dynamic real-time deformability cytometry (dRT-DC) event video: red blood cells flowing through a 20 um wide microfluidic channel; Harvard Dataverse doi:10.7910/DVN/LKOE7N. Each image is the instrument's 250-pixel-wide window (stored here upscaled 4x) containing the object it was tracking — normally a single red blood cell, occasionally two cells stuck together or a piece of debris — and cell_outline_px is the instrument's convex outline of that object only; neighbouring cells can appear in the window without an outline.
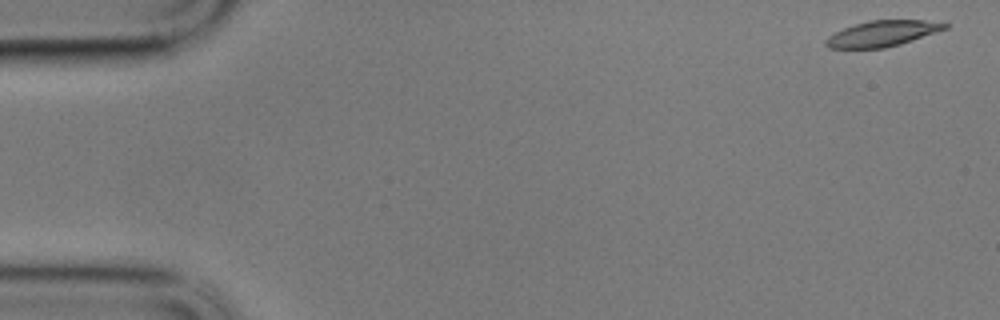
{"species": "common noctule bat (a hibernating species)", "species_latin": "Nyctalus noctula", "temperature_condition": "cold", "stored_images_in_passage": 58, "camera_frame_rate_fps": 3000, "um_per_image_px": 0.085, "animal": {"sex": "male", "body_mass_g": 17.9}, "frame": {"image": 1, "passage_image": 1, "time_ms": 0.0, "image_size_px": [1000, 320], "cell_outline_px": [[948, 28], [900, 44], [884, 48], [828, 48], [824, 44], [824, 40], [828, 36], [844, 28], [868, 20], [924, 20], [948, 24]], "centroid_in_image_um": [74.96, 2.85], "position_along_channel_um": 10.0, "area_um2": 17.69}}
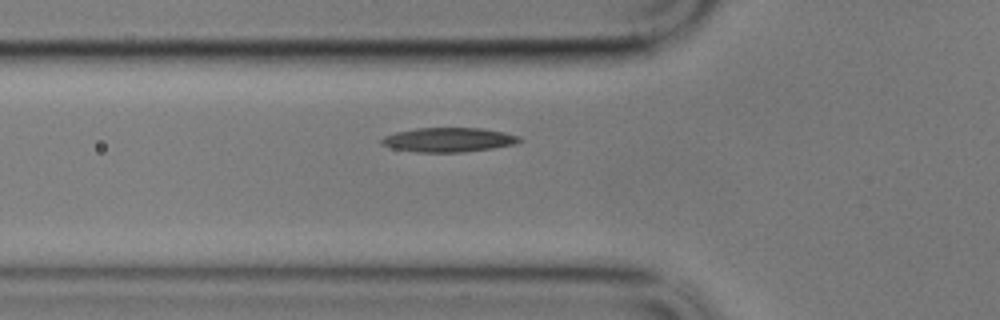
{"frame": {"image": 2, "passage_image": 19, "time_ms": 6.0, "image_size_px": [1000, 320], "cell_outline_px": [[524, 140], [516, 144], [492, 148], [464, 152], [416, 152], [392, 148], [380, 144], [380, 140], [384, 136], [396, 132], [416, 128], [480, 128], [504, 132], [520, 136]], "centroid_in_image_um": [38.14, 11.88], "position_along_channel_um": 87.7, "area_um2": 19.65}}
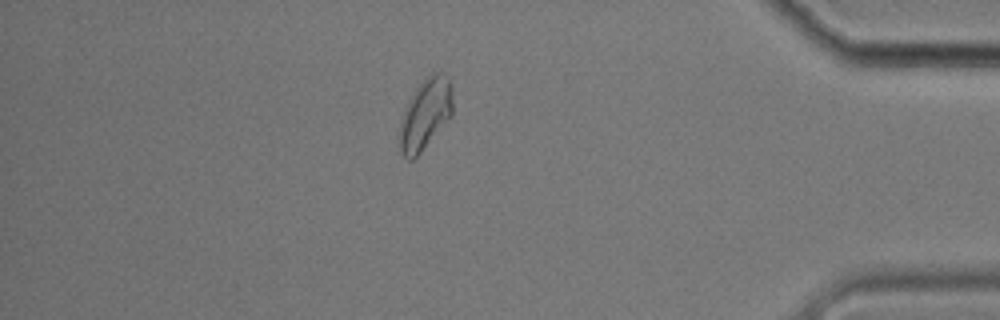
{"frame": {"image": 3, "passage_image": 50, "time_ms": 16.333, "image_size_px": [1000, 320], "cell_outline_px": [[452, 116], [420, 152], [412, 160], [408, 160], [400, 152], [400, 124], [408, 100], [412, 92], [424, 76], [432, 72], [444, 72], [448, 76], [452, 84]], "centroid_in_image_um": [36.17, 9.62], "position_along_channel_um": 399.0, "area_um2": 22.14}, "authors_computed_cell_mechanics": {"area_um2": 18.9584, "velocity_mm_per_s": 3.3726, "shape_relaxation_time_tau1_ms": 6.1626, "shape_relaxation_time_tau2_ms": null, "deformation_change_tau1": 0.1466, "deformation_change_tau2": null}}